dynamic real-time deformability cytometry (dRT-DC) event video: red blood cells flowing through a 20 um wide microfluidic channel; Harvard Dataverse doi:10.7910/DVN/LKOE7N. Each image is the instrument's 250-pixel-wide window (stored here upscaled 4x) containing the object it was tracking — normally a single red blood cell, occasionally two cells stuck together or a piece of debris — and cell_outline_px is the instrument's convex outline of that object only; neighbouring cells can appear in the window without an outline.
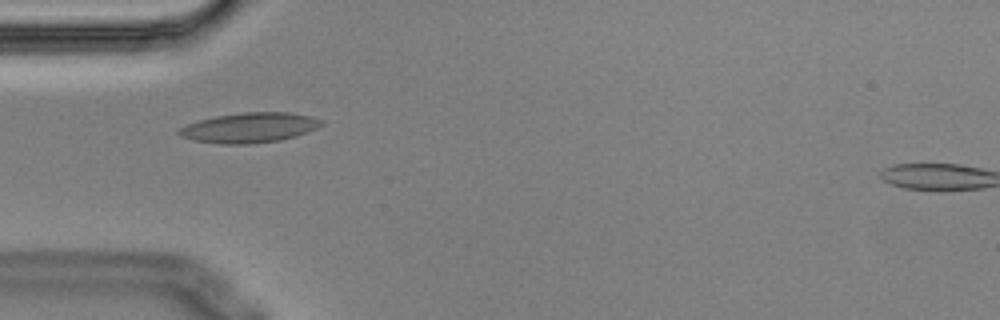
{"species": "Egyptian fruit bat (a non-hibernating species)", "species_latin": "Rousettus aegyptiacus", "temperature_condition": "cold", "stored_images_in_passage": 12, "camera_frame_rate_fps": 3000, "um_per_image_px": 0.085, "animal": {"sex": "male"}, "frame": {"image": 1, "passage_image": 1, "time_ms": 0.0, "image_size_px": [1000, 320], "cell_outline_px": [[324, 124], [316, 128], [296, 136], [280, 140], [248, 144], [220, 144], [192, 140], [180, 136], [176, 132], [180, 128], [188, 124], [200, 120], [216, 116], [244, 112], [288, 112], [312, 116], [324, 120]], "centroid_in_image_um": [21.22, 10.85], "position_along_channel_um": 63.8, "area_um2": 24.91}}
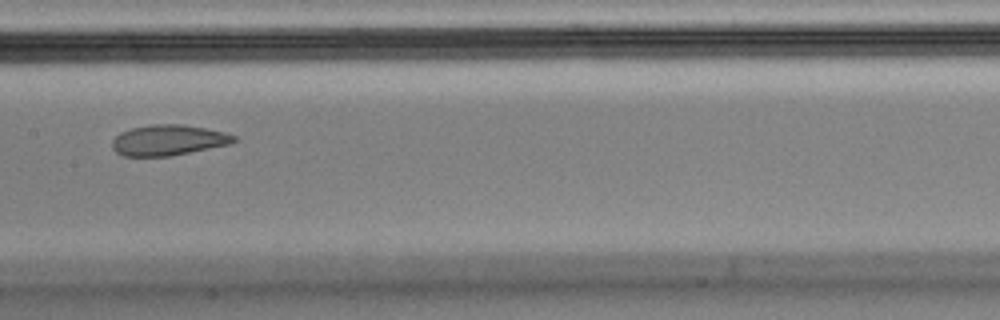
{"frame": {"image": 2, "passage_image": 4, "time_ms": 1.0, "image_size_px": [1000, 320], "cell_outline_px": [[240, 140], [232, 144], [168, 156], [124, 156], [116, 152], [112, 148], [112, 140], [120, 132], [132, 128], [152, 124], [184, 124], [224, 132], [236, 136]], "centroid_in_image_um": [14.33, 11.91], "position_along_channel_um": 193.1, "area_um2": 21.79}}
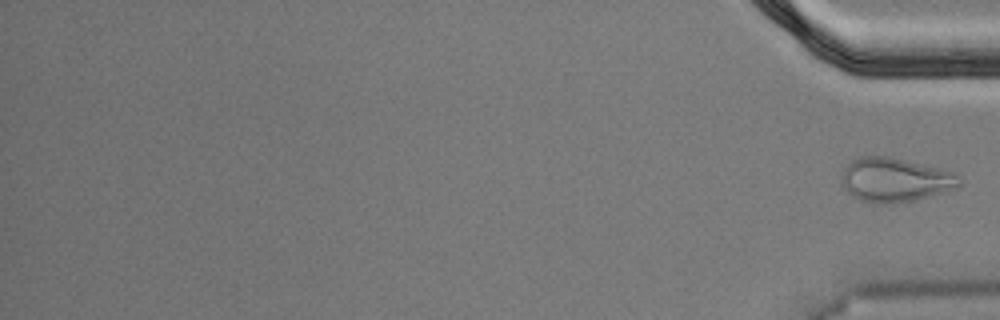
{"frame": {"image": 3, "passage_image": 12, "time_ms": 3.667, "image_size_px": [1000, 320], "cell_outline_px": [[960, 188], [908, 200], [876, 204], [860, 200], [852, 196], [844, 188], [840, 176], [840, 172], [852, 160], [860, 156], [888, 156], [940, 168], [956, 172], [960, 176]], "centroid_in_image_um": [76.06, 15.26], "position_along_channel_um": 359.1, "area_um2": 30.11}}